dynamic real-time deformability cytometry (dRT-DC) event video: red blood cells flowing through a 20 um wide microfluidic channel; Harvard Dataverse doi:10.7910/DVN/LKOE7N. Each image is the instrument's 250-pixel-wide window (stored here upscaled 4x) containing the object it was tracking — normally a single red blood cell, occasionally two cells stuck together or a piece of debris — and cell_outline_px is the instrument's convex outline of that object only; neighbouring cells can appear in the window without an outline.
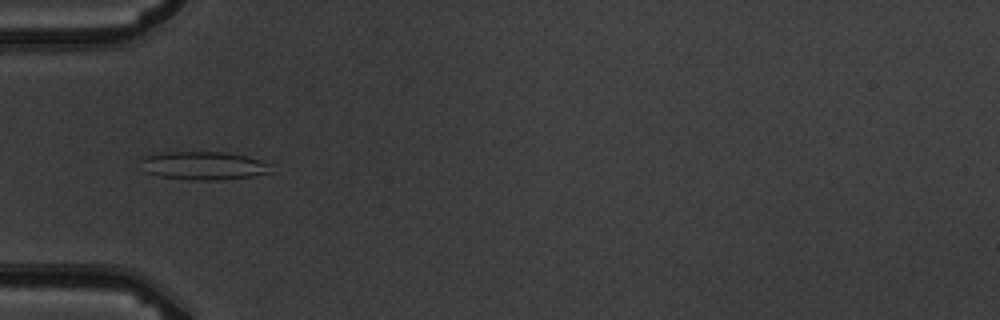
{"species": "common noctule bat (a hibernating species)", "species_latin": "Nyctalus noctula", "temperature_condition": "warm", "stored_images_in_passage": 7, "camera_frame_rate_fps": 3000, "um_per_image_px": 0.085, "animal": {"sex": "male", "body_mass_g": 19.5, "forearm_length_mm": 54.6}, "frame": {"image": 1, "passage_image": 3, "time_ms": 2.333, "image_size_px": [1000, 320], "cell_outline_px": [[272, 164], [268, 172], [252, 176], [224, 180], [188, 180], [160, 176], [148, 172], [140, 160], [140, 156], [164, 152], [224, 152], [244, 156], [260, 160]], "centroid_in_image_um": [17.29, 14.08], "position_along_channel_um": 67.7, "area_um2": 21.33}}
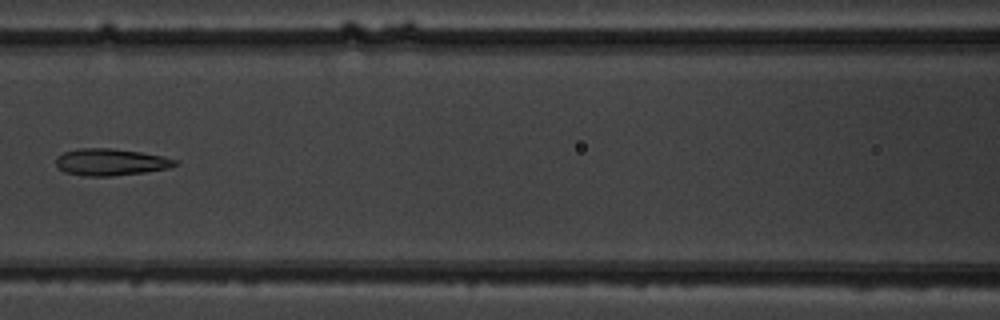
{"frame": {"image": 2, "passage_image": 5, "time_ms": 4.667, "image_size_px": [1000, 320], "cell_outline_px": [[180, 164], [168, 168], [144, 172], [112, 176], [84, 176], [64, 172], [56, 168], [56, 156], [64, 152], [80, 148], [112, 148], [140, 152], [164, 156], [180, 160]], "centroid_in_image_um": [9.42, 13.78], "position_along_channel_um": 157.2, "area_um2": 18.9}}
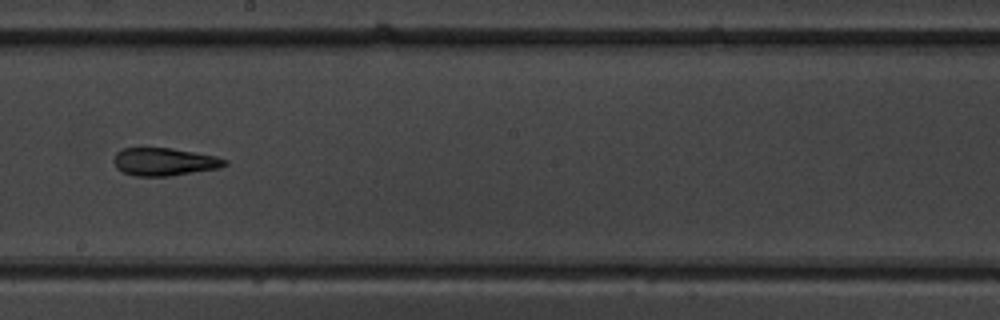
{"frame": {"image": 3, "passage_image": 7, "time_ms": 6.667, "image_size_px": [1000, 320], "cell_outline_px": [[228, 164], [220, 168], [168, 176], [136, 176], [124, 172], [116, 168], [112, 160], [116, 152], [120, 148], [172, 148], [216, 156], [228, 160]], "centroid_in_image_um": [13.95, 13.74], "position_along_channel_um": 234.2, "area_um2": 18.09}}